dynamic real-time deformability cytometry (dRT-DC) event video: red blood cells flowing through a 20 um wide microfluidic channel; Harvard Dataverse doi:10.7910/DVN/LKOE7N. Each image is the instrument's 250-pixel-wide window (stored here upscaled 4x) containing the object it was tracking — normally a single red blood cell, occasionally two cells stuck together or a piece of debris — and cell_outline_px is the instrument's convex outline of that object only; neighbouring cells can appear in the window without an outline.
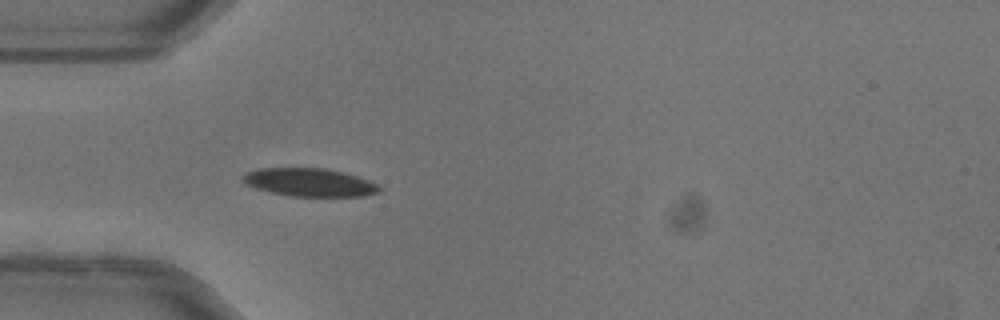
{"species": "common noctule bat (a hibernating species)", "species_latin": "Nyctalus noctula", "temperature_condition": "warm", "stored_images_in_passage": 51, "camera_frame_rate_fps": 3000, "um_per_image_px": 0.085, "animal": {"sex": "female"}, "frame": {"image": 1, "passage_image": 15, "time_ms": 4.667, "image_size_px": [1000, 320], "cell_outline_px": [[380, 192], [364, 196], [292, 196], [272, 192], [256, 188], [248, 184], [244, 180], [244, 176], [248, 172], [260, 168], [324, 168], [356, 176], [368, 180], [376, 184], [380, 188]], "centroid_in_image_um": [26.34, 15.5], "position_along_channel_um": 58.7, "area_um2": 21.85}, "authors_computed_cell_mechanics": {"area_um2": 21.8484, "velocity_mm_per_s": 4.0322, "shape_relaxation_time_tau1_ms": 2.9189, "shape_relaxation_time_tau2_ms": 2.7606, "deformation_change_tau1": 0.1084, "deformation_change_tau2": 0.0616}}